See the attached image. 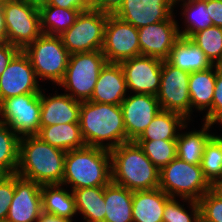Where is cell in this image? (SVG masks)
<instances>
[{
	"mask_svg": "<svg viewBox=\"0 0 222 222\" xmlns=\"http://www.w3.org/2000/svg\"><path fill=\"white\" fill-rule=\"evenodd\" d=\"M8 0H0V5H3L5 2H7Z\"/></svg>",
	"mask_w": 222,
	"mask_h": 222,
	"instance_id": "c3c4849f",
	"label": "cell"
},
{
	"mask_svg": "<svg viewBox=\"0 0 222 222\" xmlns=\"http://www.w3.org/2000/svg\"><path fill=\"white\" fill-rule=\"evenodd\" d=\"M123 3L124 0H90L91 9L107 14H115Z\"/></svg>",
	"mask_w": 222,
	"mask_h": 222,
	"instance_id": "60d3db41",
	"label": "cell"
},
{
	"mask_svg": "<svg viewBox=\"0 0 222 222\" xmlns=\"http://www.w3.org/2000/svg\"><path fill=\"white\" fill-rule=\"evenodd\" d=\"M127 92L129 91L122 66L117 63H106L99 73L89 101L121 105Z\"/></svg>",
	"mask_w": 222,
	"mask_h": 222,
	"instance_id": "d6986e66",
	"label": "cell"
},
{
	"mask_svg": "<svg viewBox=\"0 0 222 222\" xmlns=\"http://www.w3.org/2000/svg\"><path fill=\"white\" fill-rule=\"evenodd\" d=\"M163 60L150 56H137L120 63L127 89L131 93L157 96L160 89Z\"/></svg>",
	"mask_w": 222,
	"mask_h": 222,
	"instance_id": "5bb4252c",
	"label": "cell"
},
{
	"mask_svg": "<svg viewBox=\"0 0 222 222\" xmlns=\"http://www.w3.org/2000/svg\"><path fill=\"white\" fill-rule=\"evenodd\" d=\"M40 86L29 57L20 50L0 75V103L6 98L40 93Z\"/></svg>",
	"mask_w": 222,
	"mask_h": 222,
	"instance_id": "4fadbf2b",
	"label": "cell"
},
{
	"mask_svg": "<svg viewBox=\"0 0 222 222\" xmlns=\"http://www.w3.org/2000/svg\"><path fill=\"white\" fill-rule=\"evenodd\" d=\"M20 137L7 124L0 122V170L5 175L16 174L19 162Z\"/></svg>",
	"mask_w": 222,
	"mask_h": 222,
	"instance_id": "4dcf8cb0",
	"label": "cell"
},
{
	"mask_svg": "<svg viewBox=\"0 0 222 222\" xmlns=\"http://www.w3.org/2000/svg\"><path fill=\"white\" fill-rule=\"evenodd\" d=\"M183 200L188 202L191 212L189 213L178 199L171 198L164 207L163 222H200L198 201L182 198V202Z\"/></svg>",
	"mask_w": 222,
	"mask_h": 222,
	"instance_id": "d590c367",
	"label": "cell"
},
{
	"mask_svg": "<svg viewBox=\"0 0 222 222\" xmlns=\"http://www.w3.org/2000/svg\"><path fill=\"white\" fill-rule=\"evenodd\" d=\"M43 90L41 91V127L61 123H79L80 101L66 93L46 96Z\"/></svg>",
	"mask_w": 222,
	"mask_h": 222,
	"instance_id": "ffe728a7",
	"label": "cell"
},
{
	"mask_svg": "<svg viewBox=\"0 0 222 222\" xmlns=\"http://www.w3.org/2000/svg\"><path fill=\"white\" fill-rule=\"evenodd\" d=\"M41 92L6 98L0 103V122L7 124L19 137L40 131Z\"/></svg>",
	"mask_w": 222,
	"mask_h": 222,
	"instance_id": "30bf717a",
	"label": "cell"
},
{
	"mask_svg": "<svg viewBox=\"0 0 222 222\" xmlns=\"http://www.w3.org/2000/svg\"><path fill=\"white\" fill-rule=\"evenodd\" d=\"M174 13L167 19L138 29L141 55L166 60L180 37Z\"/></svg>",
	"mask_w": 222,
	"mask_h": 222,
	"instance_id": "2e32d148",
	"label": "cell"
},
{
	"mask_svg": "<svg viewBox=\"0 0 222 222\" xmlns=\"http://www.w3.org/2000/svg\"><path fill=\"white\" fill-rule=\"evenodd\" d=\"M7 42V33L4 19V10L0 5V43Z\"/></svg>",
	"mask_w": 222,
	"mask_h": 222,
	"instance_id": "bcb514c9",
	"label": "cell"
},
{
	"mask_svg": "<svg viewBox=\"0 0 222 222\" xmlns=\"http://www.w3.org/2000/svg\"><path fill=\"white\" fill-rule=\"evenodd\" d=\"M189 1H193V0H172V5L175 8L177 4H179L180 2H189Z\"/></svg>",
	"mask_w": 222,
	"mask_h": 222,
	"instance_id": "7dc6e473",
	"label": "cell"
},
{
	"mask_svg": "<svg viewBox=\"0 0 222 222\" xmlns=\"http://www.w3.org/2000/svg\"><path fill=\"white\" fill-rule=\"evenodd\" d=\"M206 8L212 20V26L222 27V0H206Z\"/></svg>",
	"mask_w": 222,
	"mask_h": 222,
	"instance_id": "7bdbcfd3",
	"label": "cell"
},
{
	"mask_svg": "<svg viewBox=\"0 0 222 222\" xmlns=\"http://www.w3.org/2000/svg\"><path fill=\"white\" fill-rule=\"evenodd\" d=\"M62 184H45L41 186L42 211L74 221L77 214L74 195Z\"/></svg>",
	"mask_w": 222,
	"mask_h": 222,
	"instance_id": "4316f807",
	"label": "cell"
},
{
	"mask_svg": "<svg viewBox=\"0 0 222 222\" xmlns=\"http://www.w3.org/2000/svg\"><path fill=\"white\" fill-rule=\"evenodd\" d=\"M41 186L15 174V191L7 222H37L43 212Z\"/></svg>",
	"mask_w": 222,
	"mask_h": 222,
	"instance_id": "e0dca14e",
	"label": "cell"
},
{
	"mask_svg": "<svg viewBox=\"0 0 222 222\" xmlns=\"http://www.w3.org/2000/svg\"><path fill=\"white\" fill-rule=\"evenodd\" d=\"M112 181L110 151L85 146L66 152L62 185L79 188L105 187Z\"/></svg>",
	"mask_w": 222,
	"mask_h": 222,
	"instance_id": "277c9868",
	"label": "cell"
},
{
	"mask_svg": "<svg viewBox=\"0 0 222 222\" xmlns=\"http://www.w3.org/2000/svg\"><path fill=\"white\" fill-rule=\"evenodd\" d=\"M184 19V30H178L180 36L190 38L194 33L212 26V20L206 8V0H193L181 3Z\"/></svg>",
	"mask_w": 222,
	"mask_h": 222,
	"instance_id": "1f68e13d",
	"label": "cell"
},
{
	"mask_svg": "<svg viewBox=\"0 0 222 222\" xmlns=\"http://www.w3.org/2000/svg\"><path fill=\"white\" fill-rule=\"evenodd\" d=\"M200 206V222H222V200L210 191L198 200Z\"/></svg>",
	"mask_w": 222,
	"mask_h": 222,
	"instance_id": "8d00e7d4",
	"label": "cell"
},
{
	"mask_svg": "<svg viewBox=\"0 0 222 222\" xmlns=\"http://www.w3.org/2000/svg\"><path fill=\"white\" fill-rule=\"evenodd\" d=\"M190 39L205 53L213 65H222V27H207L194 33Z\"/></svg>",
	"mask_w": 222,
	"mask_h": 222,
	"instance_id": "d6a6232c",
	"label": "cell"
},
{
	"mask_svg": "<svg viewBox=\"0 0 222 222\" xmlns=\"http://www.w3.org/2000/svg\"><path fill=\"white\" fill-rule=\"evenodd\" d=\"M7 42L24 50L41 34L37 0H8L3 5Z\"/></svg>",
	"mask_w": 222,
	"mask_h": 222,
	"instance_id": "ba28073f",
	"label": "cell"
},
{
	"mask_svg": "<svg viewBox=\"0 0 222 222\" xmlns=\"http://www.w3.org/2000/svg\"><path fill=\"white\" fill-rule=\"evenodd\" d=\"M159 188L171 198L198 201L210 191L201 166L191 165L176 157L160 170Z\"/></svg>",
	"mask_w": 222,
	"mask_h": 222,
	"instance_id": "52a82bcc",
	"label": "cell"
},
{
	"mask_svg": "<svg viewBox=\"0 0 222 222\" xmlns=\"http://www.w3.org/2000/svg\"><path fill=\"white\" fill-rule=\"evenodd\" d=\"M110 155L112 182L130 191L159 188L160 171L135 141L120 144Z\"/></svg>",
	"mask_w": 222,
	"mask_h": 222,
	"instance_id": "3957f363",
	"label": "cell"
},
{
	"mask_svg": "<svg viewBox=\"0 0 222 222\" xmlns=\"http://www.w3.org/2000/svg\"><path fill=\"white\" fill-rule=\"evenodd\" d=\"M216 82V65L203 70L190 73L189 95L191 100V114L193 109L206 111L202 118L204 122L212 124V102ZM193 108V109H192Z\"/></svg>",
	"mask_w": 222,
	"mask_h": 222,
	"instance_id": "44dd1931",
	"label": "cell"
},
{
	"mask_svg": "<svg viewBox=\"0 0 222 222\" xmlns=\"http://www.w3.org/2000/svg\"><path fill=\"white\" fill-rule=\"evenodd\" d=\"M127 142L136 141L161 110L157 96L135 93L121 102Z\"/></svg>",
	"mask_w": 222,
	"mask_h": 222,
	"instance_id": "9a60e30c",
	"label": "cell"
},
{
	"mask_svg": "<svg viewBox=\"0 0 222 222\" xmlns=\"http://www.w3.org/2000/svg\"><path fill=\"white\" fill-rule=\"evenodd\" d=\"M37 222H72V221L66 218H61L59 216L42 212Z\"/></svg>",
	"mask_w": 222,
	"mask_h": 222,
	"instance_id": "ee69618b",
	"label": "cell"
},
{
	"mask_svg": "<svg viewBox=\"0 0 222 222\" xmlns=\"http://www.w3.org/2000/svg\"><path fill=\"white\" fill-rule=\"evenodd\" d=\"M37 136L51 146L65 152L86 146L81 135L79 123H61L40 127Z\"/></svg>",
	"mask_w": 222,
	"mask_h": 222,
	"instance_id": "83f0119b",
	"label": "cell"
},
{
	"mask_svg": "<svg viewBox=\"0 0 222 222\" xmlns=\"http://www.w3.org/2000/svg\"><path fill=\"white\" fill-rule=\"evenodd\" d=\"M19 51V48L8 42L0 43V75Z\"/></svg>",
	"mask_w": 222,
	"mask_h": 222,
	"instance_id": "b9f144b4",
	"label": "cell"
},
{
	"mask_svg": "<svg viewBox=\"0 0 222 222\" xmlns=\"http://www.w3.org/2000/svg\"><path fill=\"white\" fill-rule=\"evenodd\" d=\"M133 191L110 182L104 188L106 215L104 222H133Z\"/></svg>",
	"mask_w": 222,
	"mask_h": 222,
	"instance_id": "d4e9b609",
	"label": "cell"
},
{
	"mask_svg": "<svg viewBox=\"0 0 222 222\" xmlns=\"http://www.w3.org/2000/svg\"><path fill=\"white\" fill-rule=\"evenodd\" d=\"M15 191V174L0 179V220H6Z\"/></svg>",
	"mask_w": 222,
	"mask_h": 222,
	"instance_id": "74e56055",
	"label": "cell"
},
{
	"mask_svg": "<svg viewBox=\"0 0 222 222\" xmlns=\"http://www.w3.org/2000/svg\"><path fill=\"white\" fill-rule=\"evenodd\" d=\"M41 31L46 35L60 36L76 21L81 11L52 5H38Z\"/></svg>",
	"mask_w": 222,
	"mask_h": 222,
	"instance_id": "f546056e",
	"label": "cell"
},
{
	"mask_svg": "<svg viewBox=\"0 0 222 222\" xmlns=\"http://www.w3.org/2000/svg\"><path fill=\"white\" fill-rule=\"evenodd\" d=\"M107 63H117L141 55L138 29L114 14H109L105 24L102 46Z\"/></svg>",
	"mask_w": 222,
	"mask_h": 222,
	"instance_id": "8fae6325",
	"label": "cell"
},
{
	"mask_svg": "<svg viewBox=\"0 0 222 222\" xmlns=\"http://www.w3.org/2000/svg\"><path fill=\"white\" fill-rule=\"evenodd\" d=\"M189 77V72L163 60L160 89L157 94L161 110L179 113L188 121L191 120Z\"/></svg>",
	"mask_w": 222,
	"mask_h": 222,
	"instance_id": "7c38bea8",
	"label": "cell"
},
{
	"mask_svg": "<svg viewBox=\"0 0 222 222\" xmlns=\"http://www.w3.org/2000/svg\"><path fill=\"white\" fill-rule=\"evenodd\" d=\"M23 51L29 57L38 80H51L57 85L63 80L70 53L60 36L42 33Z\"/></svg>",
	"mask_w": 222,
	"mask_h": 222,
	"instance_id": "8992f818",
	"label": "cell"
},
{
	"mask_svg": "<svg viewBox=\"0 0 222 222\" xmlns=\"http://www.w3.org/2000/svg\"><path fill=\"white\" fill-rule=\"evenodd\" d=\"M201 168L209 184L222 178V138L219 135H214L205 145Z\"/></svg>",
	"mask_w": 222,
	"mask_h": 222,
	"instance_id": "836d02e7",
	"label": "cell"
},
{
	"mask_svg": "<svg viewBox=\"0 0 222 222\" xmlns=\"http://www.w3.org/2000/svg\"><path fill=\"white\" fill-rule=\"evenodd\" d=\"M109 14L90 9L80 12L75 23L60 37L70 54L102 50Z\"/></svg>",
	"mask_w": 222,
	"mask_h": 222,
	"instance_id": "9c48e42d",
	"label": "cell"
},
{
	"mask_svg": "<svg viewBox=\"0 0 222 222\" xmlns=\"http://www.w3.org/2000/svg\"><path fill=\"white\" fill-rule=\"evenodd\" d=\"M66 152L51 146L37 135L20 137L16 174L40 185L61 184Z\"/></svg>",
	"mask_w": 222,
	"mask_h": 222,
	"instance_id": "7a4b0ae2",
	"label": "cell"
},
{
	"mask_svg": "<svg viewBox=\"0 0 222 222\" xmlns=\"http://www.w3.org/2000/svg\"><path fill=\"white\" fill-rule=\"evenodd\" d=\"M105 187H89L72 190L76 212L83 215L86 222H104L106 204Z\"/></svg>",
	"mask_w": 222,
	"mask_h": 222,
	"instance_id": "f1b7e54d",
	"label": "cell"
},
{
	"mask_svg": "<svg viewBox=\"0 0 222 222\" xmlns=\"http://www.w3.org/2000/svg\"><path fill=\"white\" fill-rule=\"evenodd\" d=\"M222 119V65H216V82L212 102V124Z\"/></svg>",
	"mask_w": 222,
	"mask_h": 222,
	"instance_id": "f35d334b",
	"label": "cell"
},
{
	"mask_svg": "<svg viewBox=\"0 0 222 222\" xmlns=\"http://www.w3.org/2000/svg\"><path fill=\"white\" fill-rule=\"evenodd\" d=\"M173 11L172 0H124L114 15L139 29L167 20Z\"/></svg>",
	"mask_w": 222,
	"mask_h": 222,
	"instance_id": "ac0fdd59",
	"label": "cell"
},
{
	"mask_svg": "<svg viewBox=\"0 0 222 222\" xmlns=\"http://www.w3.org/2000/svg\"><path fill=\"white\" fill-rule=\"evenodd\" d=\"M218 123H220L221 125H222V119L218 122ZM221 138H222V136L221 135H219Z\"/></svg>",
	"mask_w": 222,
	"mask_h": 222,
	"instance_id": "f907efd6",
	"label": "cell"
},
{
	"mask_svg": "<svg viewBox=\"0 0 222 222\" xmlns=\"http://www.w3.org/2000/svg\"><path fill=\"white\" fill-rule=\"evenodd\" d=\"M160 171L177 157L176 140L135 141Z\"/></svg>",
	"mask_w": 222,
	"mask_h": 222,
	"instance_id": "e575fe53",
	"label": "cell"
},
{
	"mask_svg": "<svg viewBox=\"0 0 222 222\" xmlns=\"http://www.w3.org/2000/svg\"><path fill=\"white\" fill-rule=\"evenodd\" d=\"M166 61L189 73L203 71L213 66L205 53L190 38L182 36L175 41Z\"/></svg>",
	"mask_w": 222,
	"mask_h": 222,
	"instance_id": "603a6c76",
	"label": "cell"
},
{
	"mask_svg": "<svg viewBox=\"0 0 222 222\" xmlns=\"http://www.w3.org/2000/svg\"><path fill=\"white\" fill-rule=\"evenodd\" d=\"M5 174L0 170V179L4 176Z\"/></svg>",
	"mask_w": 222,
	"mask_h": 222,
	"instance_id": "681fc988",
	"label": "cell"
},
{
	"mask_svg": "<svg viewBox=\"0 0 222 222\" xmlns=\"http://www.w3.org/2000/svg\"><path fill=\"white\" fill-rule=\"evenodd\" d=\"M38 5H52L81 12L91 9L90 0H41Z\"/></svg>",
	"mask_w": 222,
	"mask_h": 222,
	"instance_id": "ab89813d",
	"label": "cell"
},
{
	"mask_svg": "<svg viewBox=\"0 0 222 222\" xmlns=\"http://www.w3.org/2000/svg\"><path fill=\"white\" fill-rule=\"evenodd\" d=\"M212 125L204 122L200 130L179 132L176 139L177 157L188 164L201 166L205 145L215 135L209 132Z\"/></svg>",
	"mask_w": 222,
	"mask_h": 222,
	"instance_id": "484cf974",
	"label": "cell"
},
{
	"mask_svg": "<svg viewBox=\"0 0 222 222\" xmlns=\"http://www.w3.org/2000/svg\"><path fill=\"white\" fill-rule=\"evenodd\" d=\"M106 63L101 50L70 54L64 78L57 86L77 101H89Z\"/></svg>",
	"mask_w": 222,
	"mask_h": 222,
	"instance_id": "5b68a950",
	"label": "cell"
},
{
	"mask_svg": "<svg viewBox=\"0 0 222 222\" xmlns=\"http://www.w3.org/2000/svg\"><path fill=\"white\" fill-rule=\"evenodd\" d=\"M170 199L160 188L133 191V222H163L164 207Z\"/></svg>",
	"mask_w": 222,
	"mask_h": 222,
	"instance_id": "7402d4cb",
	"label": "cell"
},
{
	"mask_svg": "<svg viewBox=\"0 0 222 222\" xmlns=\"http://www.w3.org/2000/svg\"><path fill=\"white\" fill-rule=\"evenodd\" d=\"M188 123L179 113L160 110L136 141L176 140L178 131L185 130Z\"/></svg>",
	"mask_w": 222,
	"mask_h": 222,
	"instance_id": "cb8c5ba5",
	"label": "cell"
},
{
	"mask_svg": "<svg viewBox=\"0 0 222 222\" xmlns=\"http://www.w3.org/2000/svg\"><path fill=\"white\" fill-rule=\"evenodd\" d=\"M79 124L86 146L110 151L127 142L120 105L81 102Z\"/></svg>",
	"mask_w": 222,
	"mask_h": 222,
	"instance_id": "6da1fadb",
	"label": "cell"
},
{
	"mask_svg": "<svg viewBox=\"0 0 222 222\" xmlns=\"http://www.w3.org/2000/svg\"><path fill=\"white\" fill-rule=\"evenodd\" d=\"M210 192L219 200H222V178L214 180L210 184Z\"/></svg>",
	"mask_w": 222,
	"mask_h": 222,
	"instance_id": "f6af8a7d",
	"label": "cell"
}]
</instances>
